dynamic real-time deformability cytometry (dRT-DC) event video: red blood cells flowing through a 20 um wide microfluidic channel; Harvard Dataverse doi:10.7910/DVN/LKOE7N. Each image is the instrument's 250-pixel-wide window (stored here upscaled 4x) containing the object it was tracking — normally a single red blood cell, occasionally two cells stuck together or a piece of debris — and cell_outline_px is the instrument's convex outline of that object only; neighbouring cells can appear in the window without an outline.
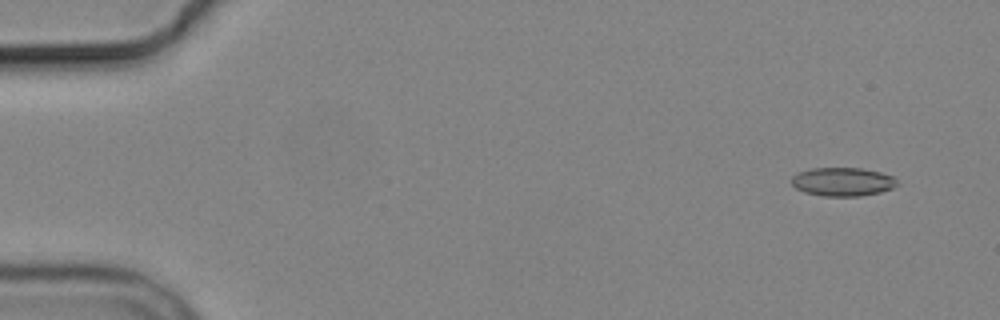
{"species": "common noctule bat (a hibernating species)", "species_latin": "Nyctalus noctula", "temperature_condition": "cold", "stored_images_in_passage": 9, "camera_frame_rate_fps": 3000, "um_per_image_px": 0.085, "animal": {"sex": "male", "body_mass_g": 19.2, "forearm_length_mm": 51.8}, "frame": {"image": 1, "passage_image": 1, "time_ms": 0.0, "image_size_px": [1000, 320], "cell_outline_px": [[900, 184], [892, 188], [880, 192], [860, 196], [820, 196], [804, 192], [796, 188], [792, 184], [792, 176], [800, 172], [812, 168], [860, 168], [880, 172], [892, 176]], "centroid_in_image_um": [71.63, 15.46], "position_along_channel_um": 13.4, "area_um2": 17.57}}
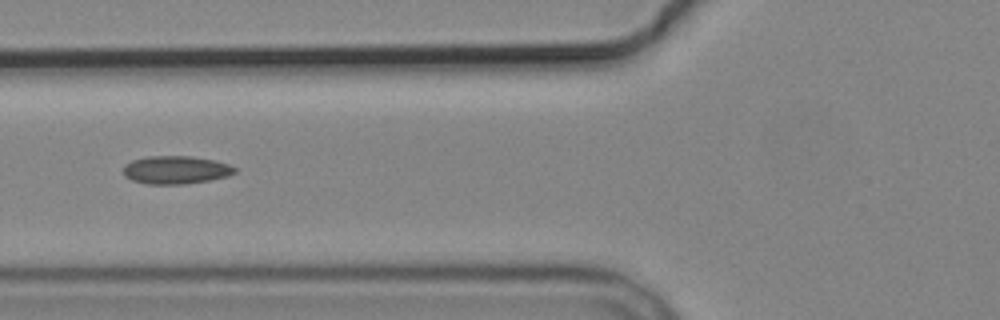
{"frame": {"image": 2, "passage_image": 6, "time_ms": 6.0, "image_size_px": [1000, 320], "cell_outline_px": [[236, 172], [228, 176], [208, 180], [184, 184], [148, 184], [132, 180], [124, 176], [124, 164], [132, 160], [148, 156], [192, 156], [216, 160], [228, 164], [236, 168]], "centroid_in_image_um": [14.94, 14.43], "position_along_channel_um": 110.9, "area_um2": 18.26}}
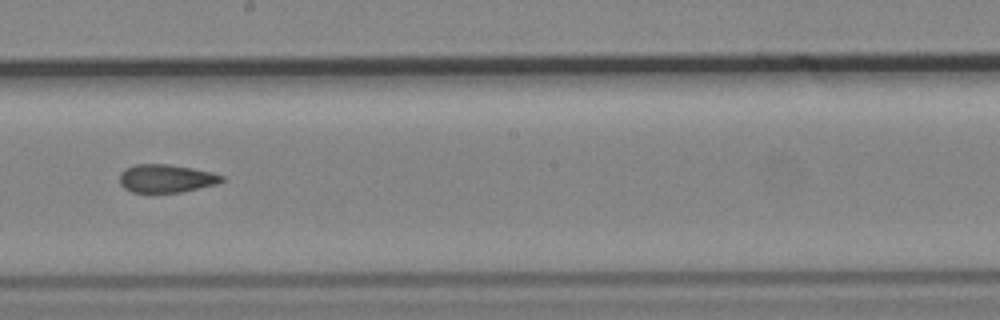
{"frame": {"image": 3, "passage_image": 9, "time_ms": 9.333, "image_size_px": [1000, 320], "cell_outline_px": [[224, 180], [216, 184], [180, 192], [132, 192], [124, 188], [120, 184], [120, 172], [124, 168], [136, 164], [168, 164], [192, 168], [212, 172], [224, 176]], "centroid_in_image_um": [14.1, 15.16], "position_along_channel_um": 234.1, "area_um2": 16.7}}